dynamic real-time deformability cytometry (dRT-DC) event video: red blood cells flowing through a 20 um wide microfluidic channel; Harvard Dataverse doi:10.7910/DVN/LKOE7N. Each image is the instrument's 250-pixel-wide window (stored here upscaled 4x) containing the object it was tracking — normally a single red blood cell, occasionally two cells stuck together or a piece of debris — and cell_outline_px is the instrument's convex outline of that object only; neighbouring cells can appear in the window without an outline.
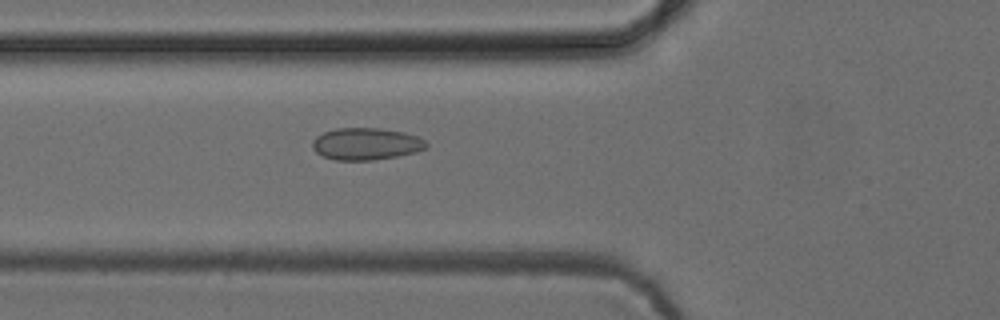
{"species": "common noctule bat (a hibernating species)", "species_latin": "Nyctalus noctula", "temperature_condition": "cold", "stored_images_in_passage": 36, "camera_frame_rate_fps": 3000, "um_per_image_px": 0.085, "animal": {"sex": "female", "body_mass_g": 24.6, "forearm_length_mm": 56.2}, "frame": {"image": 1, "passage_image": 3, "time_ms": 0.667, "image_size_px": [1000, 320], "cell_outline_px": [[428, 148], [416, 152], [396, 156], [372, 160], [336, 160], [324, 156], [316, 152], [312, 148], [312, 140], [316, 136], [324, 132], [336, 128], [380, 128], [404, 132], [416, 136], [424, 140], [428, 144]], "centroid_in_image_um": [31.12, 12.22], "position_along_channel_um": 94.7, "area_um2": 21.27}}
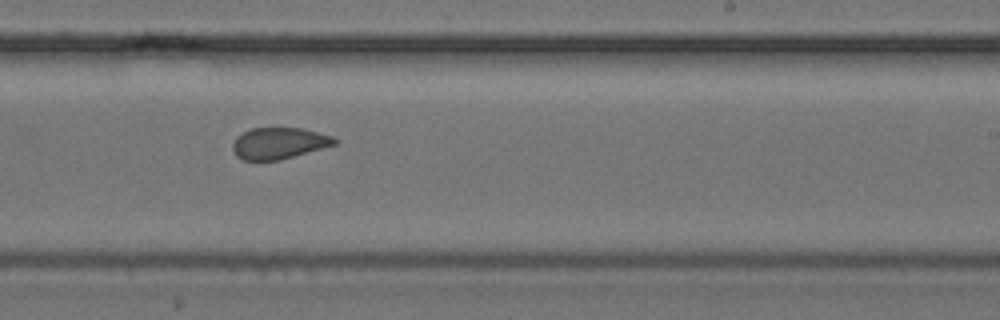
{"frame": {"image": 2, "passage_image": 16, "time_ms": 5.0, "image_size_px": [1000, 320], "cell_outline_px": [[336, 144], [280, 160], [244, 160], [236, 156], [232, 148], [232, 144], [236, 136], [252, 128], [304, 128], [332, 136], [336, 140]], "centroid_in_image_um": [23.68, 12.17], "position_along_channel_um": 265.3, "area_um2": 18.55}}
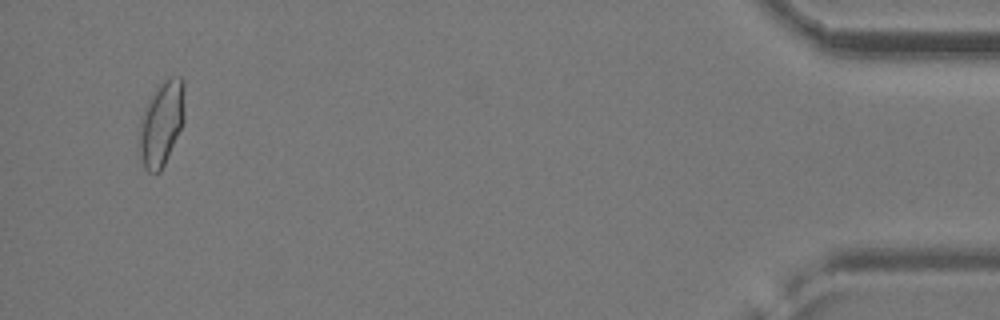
{"frame": {"image": 3, "passage_image": 34, "time_ms": 11.0, "image_size_px": [1000, 320], "cell_outline_px": [[184, 124], [160, 172], [148, 172], [144, 168], [136, 148], [140, 116], [152, 92], [168, 76], [180, 76], [184, 84]], "centroid_in_image_um": [13.68, 10.5], "position_along_channel_um": 421.5, "area_um2": 23.18}, "authors_computed_cell_mechanics": {"area_um2": 19.9988, "velocity_mm_per_s": 3.9265, "shape_relaxation_time_tau1_ms": null, "shape_relaxation_time_tau2_ms": 0.98, "deformation_change_tau1": null, "deformation_change_tau2": 0.0543}}